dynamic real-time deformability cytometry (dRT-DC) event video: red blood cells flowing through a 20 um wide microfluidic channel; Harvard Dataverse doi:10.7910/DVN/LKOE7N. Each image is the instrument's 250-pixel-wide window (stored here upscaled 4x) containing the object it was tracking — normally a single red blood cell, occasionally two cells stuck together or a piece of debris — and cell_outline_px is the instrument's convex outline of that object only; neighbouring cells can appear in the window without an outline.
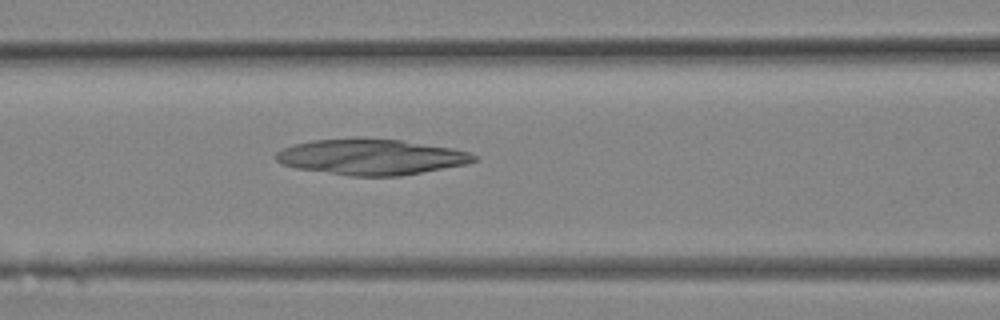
{"species": "Egyptian fruit bat (a non-hibernating species)", "species_latin": "Rousettus aegyptiacus", "temperature_condition": "room temperature", "stored_images_in_passage": 5, "camera_frame_rate_fps": 3000, "um_per_image_px": 0.085, "animal": {"sex": "female"}, "frame": {"image": 1, "passage_image": 5, "time_ms": 1.333, "image_size_px": [1000, 320], "cell_outline_px": [[480, 156], [476, 160], [468, 164], [400, 176], [348, 176], [296, 168], [280, 164], [276, 160], [276, 152], [284, 148], [296, 144], [312, 140], [404, 140], [452, 148], [472, 152]], "centroid_in_image_um": [31.62, 13.37], "position_along_channel_um": 135.0, "area_um2": 40.75}}